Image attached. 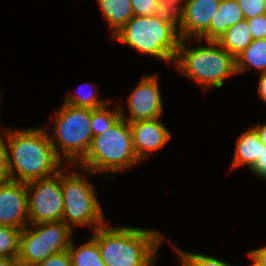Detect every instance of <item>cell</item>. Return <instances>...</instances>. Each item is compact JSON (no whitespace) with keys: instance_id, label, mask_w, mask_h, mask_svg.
<instances>
[{"instance_id":"1","label":"cell","mask_w":266,"mask_h":266,"mask_svg":"<svg viewBox=\"0 0 266 266\" xmlns=\"http://www.w3.org/2000/svg\"><path fill=\"white\" fill-rule=\"evenodd\" d=\"M49 129L4 130L11 180L27 183L51 177L62 170L61 159L50 142Z\"/></svg>"},{"instance_id":"2","label":"cell","mask_w":266,"mask_h":266,"mask_svg":"<svg viewBox=\"0 0 266 266\" xmlns=\"http://www.w3.org/2000/svg\"><path fill=\"white\" fill-rule=\"evenodd\" d=\"M92 235L106 266H153L164 237L156 230L106 225L94 230Z\"/></svg>"},{"instance_id":"3","label":"cell","mask_w":266,"mask_h":266,"mask_svg":"<svg viewBox=\"0 0 266 266\" xmlns=\"http://www.w3.org/2000/svg\"><path fill=\"white\" fill-rule=\"evenodd\" d=\"M139 161L133 147L130 124L120 117L111 128L93 136L87 154L77 165L91 174L111 171L116 176L117 172Z\"/></svg>"},{"instance_id":"4","label":"cell","mask_w":266,"mask_h":266,"mask_svg":"<svg viewBox=\"0 0 266 266\" xmlns=\"http://www.w3.org/2000/svg\"><path fill=\"white\" fill-rule=\"evenodd\" d=\"M189 39H181L175 64L179 71L195 81L203 90L221 88L224 80L236 74L235 58L217 41H207L208 46L187 48Z\"/></svg>"},{"instance_id":"5","label":"cell","mask_w":266,"mask_h":266,"mask_svg":"<svg viewBox=\"0 0 266 266\" xmlns=\"http://www.w3.org/2000/svg\"><path fill=\"white\" fill-rule=\"evenodd\" d=\"M112 38L166 62H174L181 41L179 31L156 15L133 16Z\"/></svg>"},{"instance_id":"6","label":"cell","mask_w":266,"mask_h":266,"mask_svg":"<svg viewBox=\"0 0 266 266\" xmlns=\"http://www.w3.org/2000/svg\"><path fill=\"white\" fill-rule=\"evenodd\" d=\"M91 117L92 109L65 103L56 113L55 136L49 138L55 153L61 160L64 157L66 165H77L87 154L93 139Z\"/></svg>"},{"instance_id":"7","label":"cell","mask_w":266,"mask_h":266,"mask_svg":"<svg viewBox=\"0 0 266 266\" xmlns=\"http://www.w3.org/2000/svg\"><path fill=\"white\" fill-rule=\"evenodd\" d=\"M30 225L20 233L18 266H38L51 255L69 249L72 229L63 221Z\"/></svg>"},{"instance_id":"8","label":"cell","mask_w":266,"mask_h":266,"mask_svg":"<svg viewBox=\"0 0 266 266\" xmlns=\"http://www.w3.org/2000/svg\"><path fill=\"white\" fill-rule=\"evenodd\" d=\"M84 177L76 172L67 175L61 170L62 221L71 229L73 225H92L94 231L104 225L103 211L94 186Z\"/></svg>"},{"instance_id":"9","label":"cell","mask_w":266,"mask_h":266,"mask_svg":"<svg viewBox=\"0 0 266 266\" xmlns=\"http://www.w3.org/2000/svg\"><path fill=\"white\" fill-rule=\"evenodd\" d=\"M30 224L62 221L63 191L61 171L26 183Z\"/></svg>"},{"instance_id":"10","label":"cell","mask_w":266,"mask_h":266,"mask_svg":"<svg viewBox=\"0 0 266 266\" xmlns=\"http://www.w3.org/2000/svg\"><path fill=\"white\" fill-rule=\"evenodd\" d=\"M129 117H124V110L120 106L121 118L135 122L140 120H152L161 117L163 101L158 86L157 75L144 76L139 84L132 90L128 97Z\"/></svg>"},{"instance_id":"11","label":"cell","mask_w":266,"mask_h":266,"mask_svg":"<svg viewBox=\"0 0 266 266\" xmlns=\"http://www.w3.org/2000/svg\"><path fill=\"white\" fill-rule=\"evenodd\" d=\"M26 183L7 180L0 182V225L19 230L30 226Z\"/></svg>"},{"instance_id":"12","label":"cell","mask_w":266,"mask_h":266,"mask_svg":"<svg viewBox=\"0 0 266 266\" xmlns=\"http://www.w3.org/2000/svg\"><path fill=\"white\" fill-rule=\"evenodd\" d=\"M157 119L130 122L132 141L137 158L141 161L147 158L170 140L169 130Z\"/></svg>"},{"instance_id":"13","label":"cell","mask_w":266,"mask_h":266,"mask_svg":"<svg viewBox=\"0 0 266 266\" xmlns=\"http://www.w3.org/2000/svg\"><path fill=\"white\" fill-rule=\"evenodd\" d=\"M221 0H188L184 20L179 28L181 39H199L210 27Z\"/></svg>"},{"instance_id":"14","label":"cell","mask_w":266,"mask_h":266,"mask_svg":"<svg viewBox=\"0 0 266 266\" xmlns=\"http://www.w3.org/2000/svg\"><path fill=\"white\" fill-rule=\"evenodd\" d=\"M244 20L242 9L236 0H221L218 12L211 21L209 29L197 41H218L228 28Z\"/></svg>"},{"instance_id":"15","label":"cell","mask_w":266,"mask_h":266,"mask_svg":"<svg viewBox=\"0 0 266 266\" xmlns=\"http://www.w3.org/2000/svg\"><path fill=\"white\" fill-rule=\"evenodd\" d=\"M235 145L236 149L231 168L236 169L248 165L252 169L258 161L262 149H264L259 134L253 127L249 128L237 137Z\"/></svg>"},{"instance_id":"16","label":"cell","mask_w":266,"mask_h":266,"mask_svg":"<svg viewBox=\"0 0 266 266\" xmlns=\"http://www.w3.org/2000/svg\"><path fill=\"white\" fill-rule=\"evenodd\" d=\"M103 17L107 20L112 29V36L134 16L131 0H97Z\"/></svg>"},{"instance_id":"17","label":"cell","mask_w":266,"mask_h":266,"mask_svg":"<svg viewBox=\"0 0 266 266\" xmlns=\"http://www.w3.org/2000/svg\"><path fill=\"white\" fill-rule=\"evenodd\" d=\"M253 37L246 19L238 22L226 30L223 36L217 41L234 58L246 49Z\"/></svg>"},{"instance_id":"18","label":"cell","mask_w":266,"mask_h":266,"mask_svg":"<svg viewBox=\"0 0 266 266\" xmlns=\"http://www.w3.org/2000/svg\"><path fill=\"white\" fill-rule=\"evenodd\" d=\"M254 67L260 73L266 72V38L256 39L235 57V71L242 73Z\"/></svg>"},{"instance_id":"19","label":"cell","mask_w":266,"mask_h":266,"mask_svg":"<svg viewBox=\"0 0 266 266\" xmlns=\"http://www.w3.org/2000/svg\"><path fill=\"white\" fill-rule=\"evenodd\" d=\"M68 252L72 266H106L102 260L97 241L92 236L87 242L76 248L71 241Z\"/></svg>"},{"instance_id":"20","label":"cell","mask_w":266,"mask_h":266,"mask_svg":"<svg viewBox=\"0 0 266 266\" xmlns=\"http://www.w3.org/2000/svg\"><path fill=\"white\" fill-rule=\"evenodd\" d=\"M188 0H158L155 15L163 21L172 24L178 31L184 20V8ZM181 4V5H180ZM180 6V7H179Z\"/></svg>"},{"instance_id":"21","label":"cell","mask_w":266,"mask_h":266,"mask_svg":"<svg viewBox=\"0 0 266 266\" xmlns=\"http://www.w3.org/2000/svg\"><path fill=\"white\" fill-rule=\"evenodd\" d=\"M110 102L102 107L92 109L91 127L93 136L99 135L111 128L116 121L121 117L119 108L110 111L107 109Z\"/></svg>"},{"instance_id":"22","label":"cell","mask_w":266,"mask_h":266,"mask_svg":"<svg viewBox=\"0 0 266 266\" xmlns=\"http://www.w3.org/2000/svg\"><path fill=\"white\" fill-rule=\"evenodd\" d=\"M21 230L0 225V257L18 259Z\"/></svg>"},{"instance_id":"23","label":"cell","mask_w":266,"mask_h":266,"mask_svg":"<svg viewBox=\"0 0 266 266\" xmlns=\"http://www.w3.org/2000/svg\"><path fill=\"white\" fill-rule=\"evenodd\" d=\"M174 250L179 253L182 266H231L225 261L212 256L200 253L184 252L183 250L176 248L175 245Z\"/></svg>"},{"instance_id":"24","label":"cell","mask_w":266,"mask_h":266,"mask_svg":"<svg viewBox=\"0 0 266 266\" xmlns=\"http://www.w3.org/2000/svg\"><path fill=\"white\" fill-rule=\"evenodd\" d=\"M96 96L98 95L93 94V92H86L85 94L82 90L81 93L76 94V96L68 94L65 97L63 103L72 105L74 107L96 109L110 102L109 100H98Z\"/></svg>"},{"instance_id":"25","label":"cell","mask_w":266,"mask_h":266,"mask_svg":"<svg viewBox=\"0 0 266 266\" xmlns=\"http://www.w3.org/2000/svg\"><path fill=\"white\" fill-rule=\"evenodd\" d=\"M242 9L244 19L248 20L266 14V0H236Z\"/></svg>"},{"instance_id":"26","label":"cell","mask_w":266,"mask_h":266,"mask_svg":"<svg viewBox=\"0 0 266 266\" xmlns=\"http://www.w3.org/2000/svg\"><path fill=\"white\" fill-rule=\"evenodd\" d=\"M134 16H154L158 0H131Z\"/></svg>"},{"instance_id":"27","label":"cell","mask_w":266,"mask_h":266,"mask_svg":"<svg viewBox=\"0 0 266 266\" xmlns=\"http://www.w3.org/2000/svg\"><path fill=\"white\" fill-rule=\"evenodd\" d=\"M253 40L266 38V14L247 20Z\"/></svg>"},{"instance_id":"28","label":"cell","mask_w":266,"mask_h":266,"mask_svg":"<svg viewBox=\"0 0 266 266\" xmlns=\"http://www.w3.org/2000/svg\"><path fill=\"white\" fill-rule=\"evenodd\" d=\"M0 134V182L10 179L8 167V146L7 139L4 141Z\"/></svg>"},{"instance_id":"29","label":"cell","mask_w":266,"mask_h":266,"mask_svg":"<svg viewBox=\"0 0 266 266\" xmlns=\"http://www.w3.org/2000/svg\"><path fill=\"white\" fill-rule=\"evenodd\" d=\"M38 266H72L68 250L58 254L51 255Z\"/></svg>"},{"instance_id":"30","label":"cell","mask_w":266,"mask_h":266,"mask_svg":"<svg viewBox=\"0 0 266 266\" xmlns=\"http://www.w3.org/2000/svg\"><path fill=\"white\" fill-rule=\"evenodd\" d=\"M251 171L259 176L262 179H266V146L264 145V149H262V153L260 157H258V161L256 165L251 169Z\"/></svg>"},{"instance_id":"31","label":"cell","mask_w":266,"mask_h":266,"mask_svg":"<svg viewBox=\"0 0 266 266\" xmlns=\"http://www.w3.org/2000/svg\"><path fill=\"white\" fill-rule=\"evenodd\" d=\"M248 256L259 266H266V246L254 249L248 253Z\"/></svg>"},{"instance_id":"32","label":"cell","mask_w":266,"mask_h":266,"mask_svg":"<svg viewBox=\"0 0 266 266\" xmlns=\"http://www.w3.org/2000/svg\"><path fill=\"white\" fill-rule=\"evenodd\" d=\"M257 91L259 97L266 103V72L260 73V80Z\"/></svg>"},{"instance_id":"33","label":"cell","mask_w":266,"mask_h":266,"mask_svg":"<svg viewBox=\"0 0 266 266\" xmlns=\"http://www.w3.org/2000/svg\"><path fill=\"white\" fill-rule=\"evenodd\" d=\"M259 134L261 142L266 146V124L257 125L253 127Z\"/></svg>"},{"instance_id":"34","label":"cell","mask_w":266,"mask_h":266,"mask_svg":"<svg viewBox=\"0 0 266 266\" xmlns=\"http://www.w3.org/2000/svg\"><path fill=\"white\" fill-rule=\"evenodd\" d=\"M0 266H18L17 259L0 257Z\"/></svg>"},{"instance_id":"35","label":"cell","mask_w":266,"mask_h":266,"mask_svg":"<svg viewBox=\"0 0 266 266\" xmlns=\"http://www.w3.org/2000/svg\"><path fill=\"white\" fill-rule=\"evenodd\" d=\"M251 266H259V265H257V264L253 261V264H252Z\"/></svg>"}]
</instances>
